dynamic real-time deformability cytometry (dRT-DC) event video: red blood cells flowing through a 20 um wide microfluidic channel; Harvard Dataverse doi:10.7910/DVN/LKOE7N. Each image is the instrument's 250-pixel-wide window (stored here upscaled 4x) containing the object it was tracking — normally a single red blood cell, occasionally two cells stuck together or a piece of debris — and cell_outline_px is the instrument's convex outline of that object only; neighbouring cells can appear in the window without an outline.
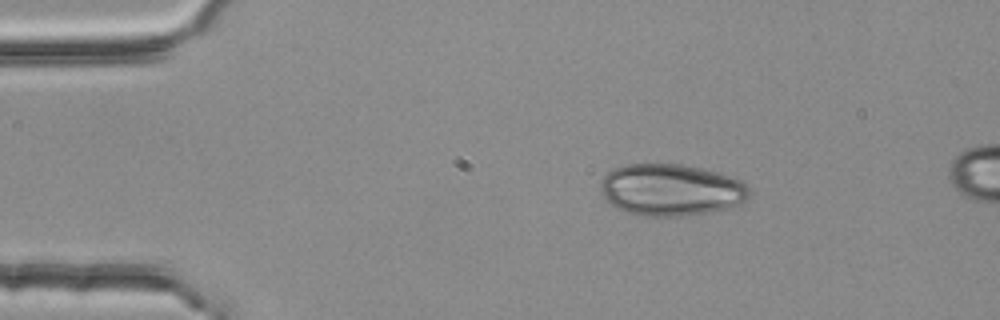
{"species": "common noctule bat (a hibernating species)", "species_latin": "Nyctalus noctula", "temperature_condition": "room temperature", "stored_images_in_passage": 3, "camera_frame_rate_fps": 3000, "um_per_image_px": 0.085, "animal": {"sex": "female", "body_mass_g": 25.1}, "frame": {"image": 1, "passage_image": 1, "time_ms": 0.0, "image_size_px": [1000, 320], "cell_outline_px": [[752, 192], [740, 204], [708, 212], [680, 216], [644, 216], [628, 212], [616, 208], [608, 204], [600, 188], [600, 180], [612, 168], [624, 164], [684, 164], [732, 176], [740, 180]], "centroid_in_image_um": [56.99, 16.13], "position_along_channel_um": 28.0, "area_um2": 44.97}}